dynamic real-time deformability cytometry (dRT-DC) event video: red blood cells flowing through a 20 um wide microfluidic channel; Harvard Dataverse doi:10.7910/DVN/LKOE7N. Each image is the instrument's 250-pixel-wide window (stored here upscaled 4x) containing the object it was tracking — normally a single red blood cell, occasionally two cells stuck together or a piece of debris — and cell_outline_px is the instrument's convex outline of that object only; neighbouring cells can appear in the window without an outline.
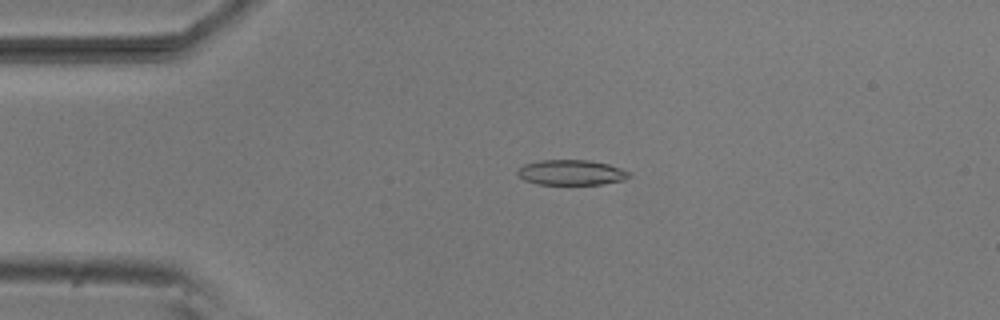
{"species": "common noctule bat (a hibernating species)", "species_latin": "Nyctalus noctula", "temperature_condition": "room temperature", "stored_images_in_passage": 52, "camera_frame_rate_fps": 3000, "um_per_image_px": 0.085, "animal": {"sex": "male", "body_mass_g": 20.5, "forearm_length_mm": 52.5}, "frame": {"image": 1, "passage_image": 11, "time_ms": 3.333, "image_size_px": [1000, 320], "cell_outline_px": [[632, 176], [624, 180], [604, 184], [536, 184], [524, 180], [516, 172], [524, 164], [540, 160], [588, 160], [608, 164], [620, 168], [628, 172]], "centroid_in_image_um": [48.56, 14.66], "position_along_channel_um": 36.4, "area_um2": 16.36}}
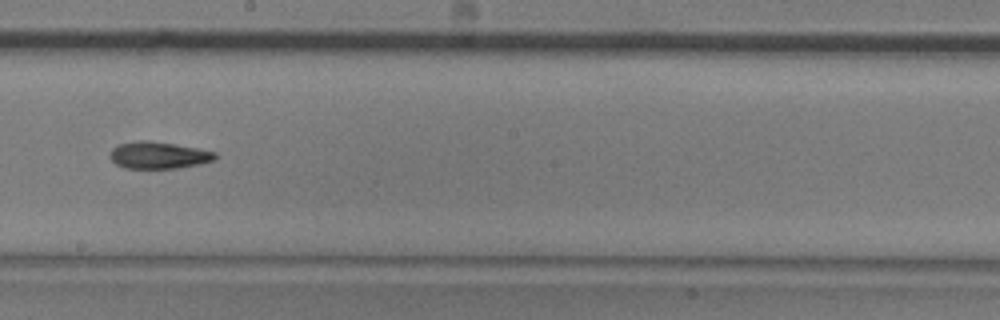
{"frame": {"image": 2, "passage_image": 29, "time_ms": 9.333, "image_size_px": [1000, 320], "cell_outline_px": [[216, 160], [200, 164], [176, 168], [124, 168], [116, 164], [112, 160], [112, 148], [120, 144], [140, 140], [144, 140], [172, 144], [196, 148], [216, 152]], "centroid_in_image_um": [13.51, 13.2], "position_along_channel_um": 234.7, "area_um2": 16.18}}
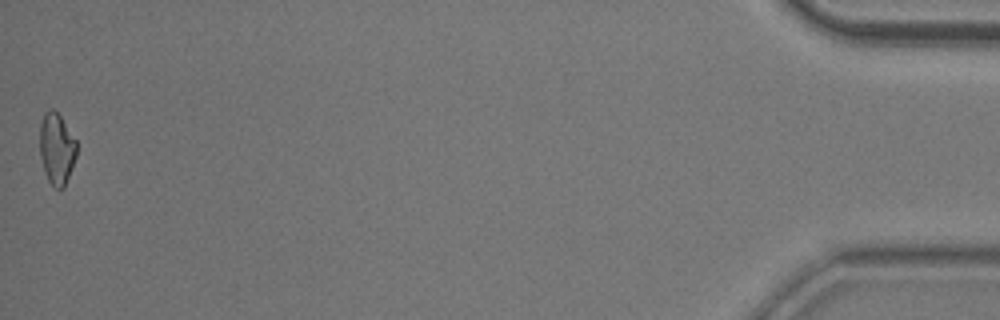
{"frame": {"image": 3, "passage_image": 52, "time_ms": 17.0, "image_size_px": [1000, 320], "cell_outline_px": [[76, 156], [72, 168], [64, 188], [56, 188], [48, 180], [44, 172], [40, 156], [40, 124], [44, 112], [48, 108], [52, 108], [60, 116], [76, 140]], "centroid_in_image_um": [4.8, 12.63], "position_along_channel_um": 430.4, "area_um2": 15.32}}